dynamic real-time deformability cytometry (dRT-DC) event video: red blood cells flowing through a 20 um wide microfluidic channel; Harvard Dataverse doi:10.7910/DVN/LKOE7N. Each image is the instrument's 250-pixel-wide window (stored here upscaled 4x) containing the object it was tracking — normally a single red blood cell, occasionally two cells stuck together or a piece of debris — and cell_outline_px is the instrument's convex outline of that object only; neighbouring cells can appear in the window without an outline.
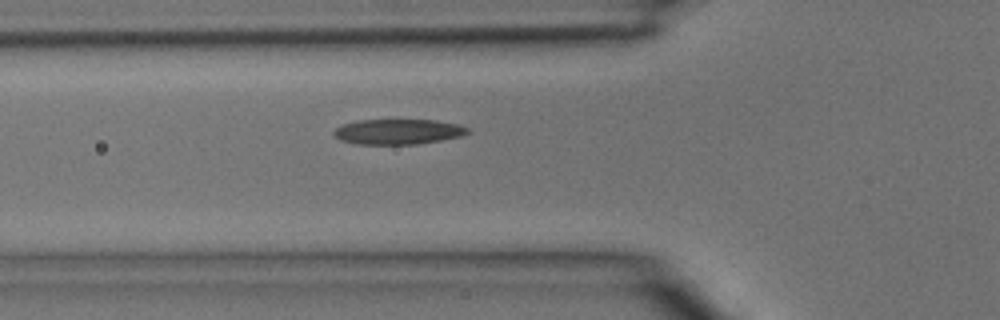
{"species": "common noctule bat (a hibernating species)", "species_latin": "Nyctalus noctula", "temperature_condition": "room temperature", "stored_images_in_passage": 5, "camera_frame_rate_fps": 3000, "um_per_image_px": 0.085, "animal": {"sex": "male", "body_mass_g": 15.6}, "frame": {"image": 1, "passage_image": 5, "time_ms": 1.333, "image_size_px": [1000, 320], "cell_outline_px": [[472, 132], [460, 136], [440, 140], [416, 144], [356, 144], [340, 140], [332, 132], [340, 124], [356, 120], [436, 120], [460, 124], [472, 128]], "centroid_in_image_um": [33.86, 11.18], "position_along_channel_um": 91.9, "area_um2": 19.94}}